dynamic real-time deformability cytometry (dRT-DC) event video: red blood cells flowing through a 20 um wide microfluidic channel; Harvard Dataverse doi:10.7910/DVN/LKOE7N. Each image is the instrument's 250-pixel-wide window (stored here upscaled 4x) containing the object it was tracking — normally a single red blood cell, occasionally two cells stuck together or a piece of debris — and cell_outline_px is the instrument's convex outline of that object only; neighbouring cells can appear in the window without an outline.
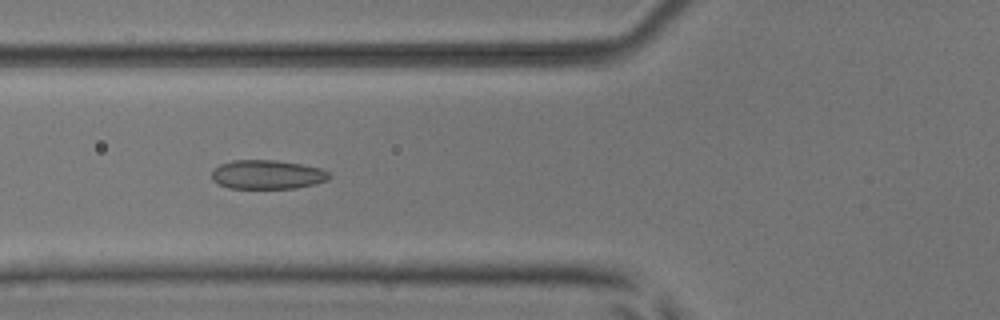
{"species": "common noctule bat (a hibernating species)", "species_latin": "Nyctalus noctula", "temperature_condition": "room temperature", "stored_images_in_passage": 51, "segment_of_instrument_passage": [1, 2], "camera_frame_rate_fps": 3000, "um_per_image_px": 0.085, "animal": {"sex": "male", "body_mass_g": 17.9, "forearm_length_mm": 54.2}, "frame": {"image": 1, "passage_image": 18, "time_ms": 5.667, "image_size_px": [1000, 320], "cell_outline_px": [[332, 176], [328, 180], [316, 184], [296, 188], [228, 188], [212, 180], [212, 168], [220, 164], [232, 160], [276, 160], [300, 164], [320, 168], [328, 172]], "centroid_in_image_um": [22.71, 14.84], "position_along_channel_um": 103.1, "area_um2": 20.0}}
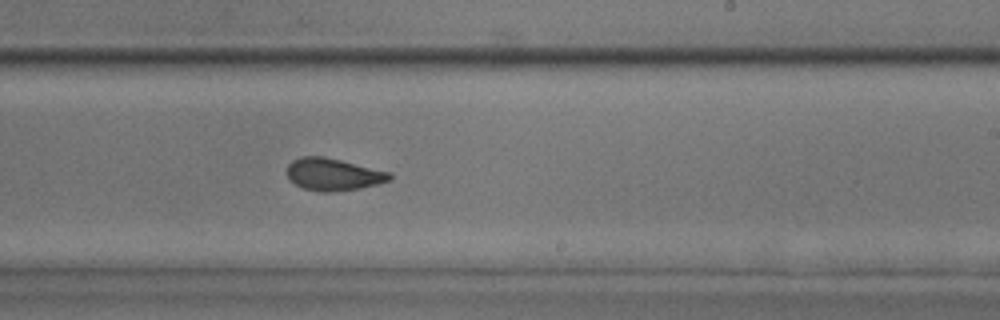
{"frame": {"image": 2, "passage_image": 30, "time_ms": 9.667, "image_size_px": [1000, 320], "cell_outline_px": [[392, 176], [388, 180], [376, 184], [360, 188], [332, 192], [320, 192], [304, 188], [288, 180], [288, 164], [292, 160], [300, 156], [324, 156], [392, 172]], "centroid_in_image_um": [28.31, 14.81], "position_along_channel_um": 260.7, "area_um2": 19.31}}
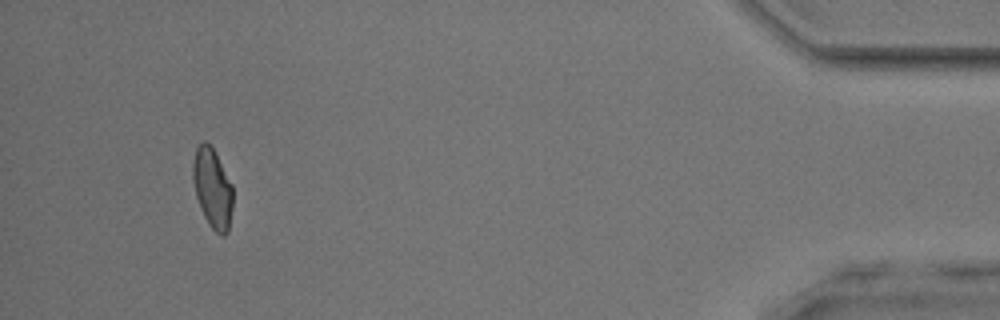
{"frame": {"image": 3, "passage_image": 47, "time_ms": 15.333, "image_size_px": [1000, 320], "cell_outline_px": [[232, 208], [228, 232], [224, 236], [220, 236], [208, 224], [200, 208], [196, 196], [192, 180], [192, 164], [196, 148], [204, 140], [212, 148], [232, 184]], "centroid_in_image_um": [18.04, 16.04], "position_along_channel_um": 417.2, "area_um2": 18.5}}